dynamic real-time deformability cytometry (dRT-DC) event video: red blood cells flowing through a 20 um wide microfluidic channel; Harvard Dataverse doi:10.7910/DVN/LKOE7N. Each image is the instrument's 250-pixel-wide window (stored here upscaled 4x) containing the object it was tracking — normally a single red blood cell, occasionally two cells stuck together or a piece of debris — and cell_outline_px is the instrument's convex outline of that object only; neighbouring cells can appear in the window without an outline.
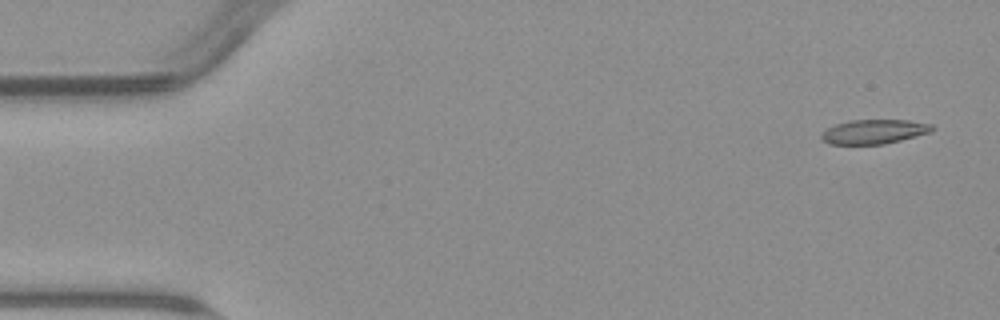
{"species": "common noctule bat (a hibernating species)", "species_latin": "Nyctalus noctula", "temperature_condition": "warm", "stored_images_in_passage": 53, "camera_frame_rate_fps": 3000, "um_per_image_px": 0.085, "animal": {"sex": "male", "body_mass_g": 23.1, "forearm_length_mm": 52.7}, "frame": {"image": 1, "passage_image": 1, "time_ms": 0.0, "image_size_px": [1000, 320], "cell_outline_px": [[936, 128], [932, 132], [884, 144], [828, 144], [820, 136], [828, 128], [836, 124], [848, 120], [908, 120], [932, 124]], "centroid_in_image_um": [74.34, 11.18], "position_along_channel_um": 10.7, "area_um2": 15.66}}
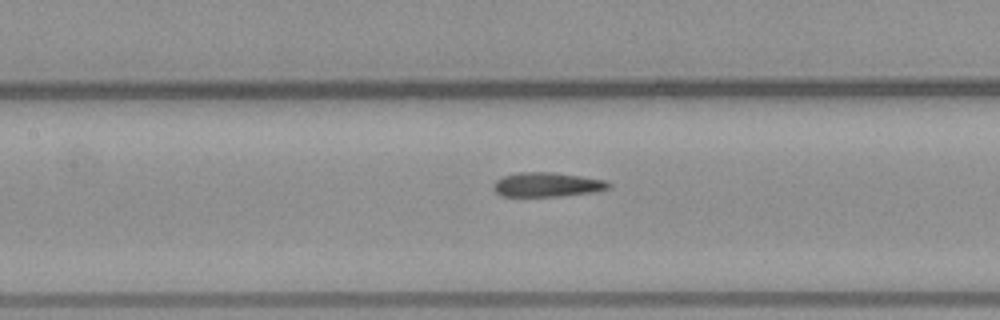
{"frame": {"image": 2, "passage_image": 23, "time_ms": 7.333, "image_size_px": [1000, 320], "cell_outline_px": [[612, 188], [596, 192], [560, 196], [500, 196], [492, 188], [492, 184], [496, 180], [504, 176], [516, 172], [552, 172], [580, 176], [604, 180], [612, 184]], "centroid_in_image_um": [46.51, 15.69], "position_along_channel_um": 160.9, "area_um2": 16.53}}
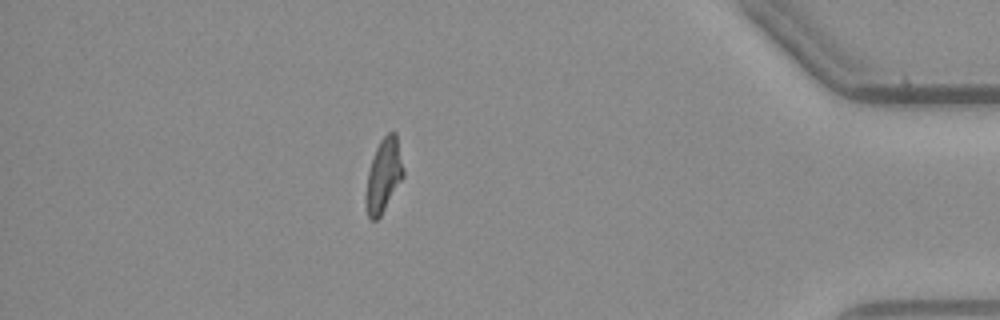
{"frame": {"image": 3, "passage_image": 46, "time_ms": 15.0, "image_size_px": [1000, 320], "cell_outline_px": [[404, 176], [380, 216], [376, 220], [372, 220], [368, 216], [364, 200], [368, 172], [376, 148], [380, 140], [388, 132], [396, 132], [404, 168]], "centroid_in_image_um": [32.61, 14.9], "position_along_channel_um": 402.6, "area_um2": 16.01}, "authors_computed_cell_mechanics": {"area_um2": 16.5308, "velocity_mm_per_s": 3.7888, "shape_relaxation_time_tau1_ms": null, "shape_relaxation_time_tau2_ms": 4.7151, "deformation_change_tau1": null, "deformation_change_tau2": 0.1183}}